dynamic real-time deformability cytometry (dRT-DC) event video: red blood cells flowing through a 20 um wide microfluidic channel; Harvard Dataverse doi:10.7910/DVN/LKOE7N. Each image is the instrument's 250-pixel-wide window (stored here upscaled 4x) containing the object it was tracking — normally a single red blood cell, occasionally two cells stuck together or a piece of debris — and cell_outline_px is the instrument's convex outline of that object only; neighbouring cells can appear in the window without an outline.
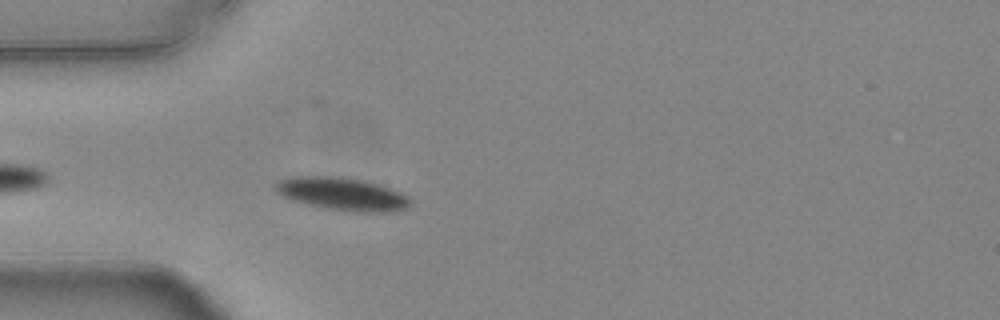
{"species": "common noctule bat (a hibernating species)", "species_latin": "Nyctalus noctula", "temperature_condition": "warm", "stored_images_in_passage": 8, "camera_frame_rate_fps": 3000, "um_per_image_px": 0.085, "animal": {"sex": "female", "body_mass_g": 24.6, "forearm_length_mm": 56.2}, "frame": {"image": 1, "passage_image": 4, "time_ms": 1.0, "image_size_px": [1000, 320], "cell_outline_px": [[412, 204], [404, 208], [388, 212], [360, 212], [328, 208], [308, 204], [292, 200], [276, 192], [272, 188], [272, 184], [280, 180], [292, 176], [328, 176], [364, 180], [380, 184], [400, 192], [408, 196], [412, 200]], "centroid_in_image_um": [29.07, 16.47], "position_along_channel_um": 55.9, "area_um2": 25.72}}